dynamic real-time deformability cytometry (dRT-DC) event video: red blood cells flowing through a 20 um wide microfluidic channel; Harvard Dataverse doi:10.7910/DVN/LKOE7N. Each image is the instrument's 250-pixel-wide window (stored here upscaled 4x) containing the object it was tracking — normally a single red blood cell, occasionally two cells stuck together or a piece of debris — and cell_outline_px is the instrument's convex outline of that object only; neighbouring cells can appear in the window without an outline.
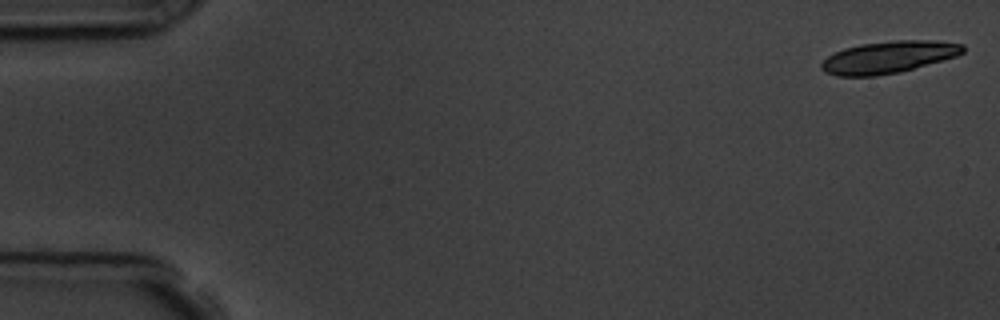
{"species": "common noctule bat (a hibernating species)", "species_latin": "Nyctalus noctula", "temperature_condition": "room temperature", "stored_images_in_passage": 19, "camera_frame_rate_fps": 3000, "um_per_image_px": 0.085, "animal": {"sex": "male", "body_mass_g": 19.5, "forearm_length_mm": 54.6}, "frame": {"image": 1, "passage_image": 1, "time_ms": 0.0, "image_size_px": [1000, 320], "cell_outline_px": [[964, 52], [956, 56], [900, 72], [876, 76], [836, 76], [824, 72], [820, 68], [820, 64], [828, 56], [844, 48], [860, 44], [896, 40], [936, 40], [964, 44]], "centroid_in_image_um": [75.51, 4.86], "position_along_channel_um": 9.5, "area_um2": 26.47}}